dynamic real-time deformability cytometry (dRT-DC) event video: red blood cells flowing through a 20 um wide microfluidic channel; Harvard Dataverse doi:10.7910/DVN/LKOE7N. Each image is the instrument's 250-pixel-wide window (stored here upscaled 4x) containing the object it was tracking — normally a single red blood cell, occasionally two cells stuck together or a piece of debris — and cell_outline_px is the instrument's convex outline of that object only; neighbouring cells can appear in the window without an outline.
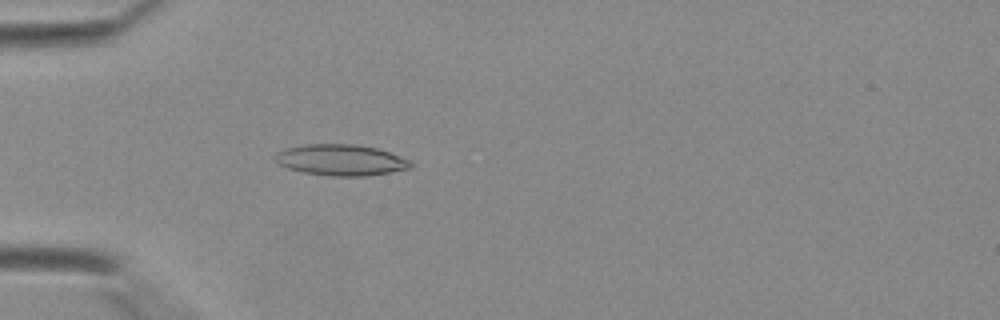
{"species": "Egyptian fruit bat (a non-hibernating species)", "species_latin": "Rousettus aegyptiacus", "temperature_condition": "warm", "stored_images_in_passage": 22, "camera_frame_rate_fps": 3000, "um_per_image_px": 0.085, "animal": {"sex": "female"}, "frame": {"image": 1, "passage_image": 10, "time_ms": 3.0, "image_size_px": [1000, 320], "cell_outline_px": [[412, 164], [408, 168], [388, 172], [364, 176], [332, 176], [304, 172], [288, 168], [280, 164], [272, 156], [276, 152], [284, 148], [308, 144], [356, 144], [376, 148], [412, 160]], "centroid_in_image_um": [28.94, 13.59], "position_along_channel_um": 56.1, "area_um2": 24.39}}
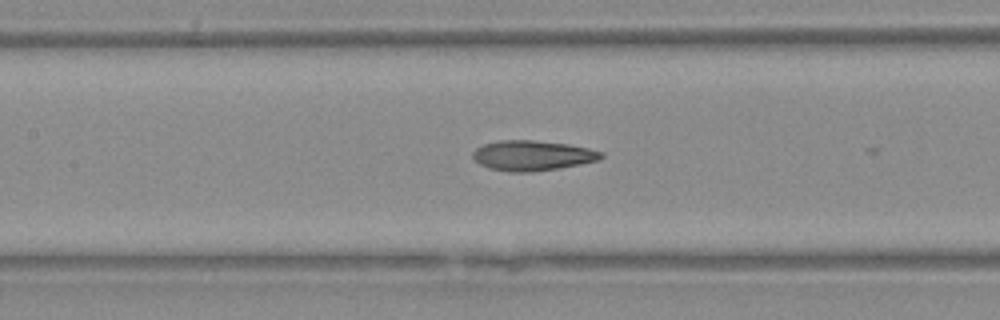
{"frame": {"image": 2, "passage_image": 17, "time_ms": 5.333, "image_size_px": [1000, 320], "cell_outline_px": [[604, 156], [596, 160], [560, 168], [532, 172], [512, 172], [488, 168], [480, 164], [472, 156], [472, 152], [476, 148], [484, 144], [500, 140], [532, 140], [568, 144], [588, 148], [604, 152]], "centroid_in_image_um": [45.23, 13.22], "position_along_channel_um": 162.2, "area_um2": 22.43}}
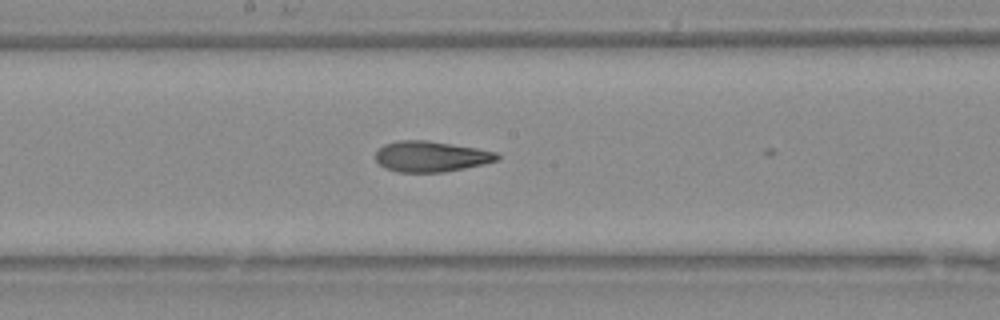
{"frame": {"image": 3, "passage_image": 20, "time_ms": 6.333, "image_size_px": [1000, 320], "cell_outline_px": [[500, 156], [496, 160], [484, 164], [444, 172], [396, 172], [384, 168], [376, 160], [376, 152], [384, 144], [396, 140], [428, 140], [476, 148], [496, 152]], "centroid_in_image_um": [36.6, 13.3], "position_along_channel_um": 211.6, "area_um2": 21.73}}